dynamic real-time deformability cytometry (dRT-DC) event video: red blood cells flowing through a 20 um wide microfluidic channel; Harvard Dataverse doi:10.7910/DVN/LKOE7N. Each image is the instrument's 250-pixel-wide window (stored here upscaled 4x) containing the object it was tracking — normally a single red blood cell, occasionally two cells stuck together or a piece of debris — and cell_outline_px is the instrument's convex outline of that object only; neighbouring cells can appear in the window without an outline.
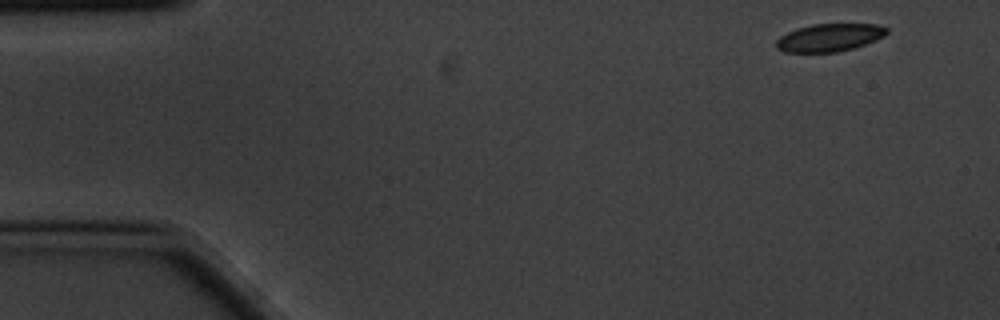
{"species": "common noctule bat (a hibernating species)", "species_latin": "Nyctalus noctula", "temperature_condition": "cold", "stored_images_in_passage": 7, "camera_frame_rate_fps": 3000, "um_per_image_px": 0.085, "animal": {"sex": "male", "body_mass_g": 20.1, "forearm_length_mm": 53.5}, "frame": {"image": 1, "passage_image": 7, "time_ms": 2.0, "image_size_px": [1000, 320], "cell_outline_px": [[888, 32], [884, 36], [876, 40], [852, 48], [836, 52], [784, 52], [776, 48], [776, 40], [780, 36], [796, 28], [812, 24], [876, 24], [888, 28]], "centroid_in_image_um": [70.48, 3.19], "position_along_channel_um": 14.5, "area_um2": 17.86}}